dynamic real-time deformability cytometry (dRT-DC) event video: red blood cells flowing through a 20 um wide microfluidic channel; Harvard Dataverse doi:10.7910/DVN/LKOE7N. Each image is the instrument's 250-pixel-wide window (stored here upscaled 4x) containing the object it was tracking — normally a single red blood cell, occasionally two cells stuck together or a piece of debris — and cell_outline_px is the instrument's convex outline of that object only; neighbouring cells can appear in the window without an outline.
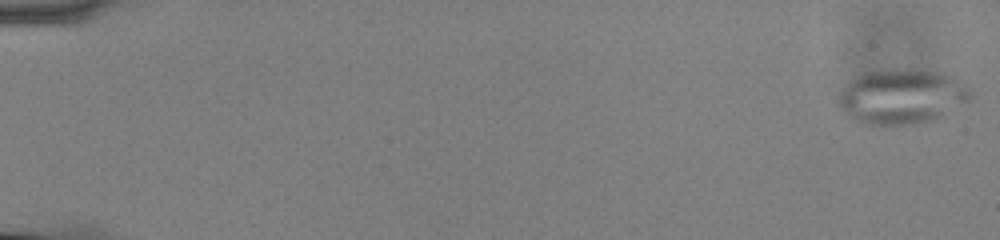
{"species": "common noctule bat (a hibernating species)", "species_latin": "Nyctalus noctula", "temperature_condition": "cold", "stored_images_in_passage": 53, "camera_frame_rate_fps": 3000, "um_per_image_px": 0.085, "animal": {"sex": "male", "body_mass_g": 13.0, "forearm_length_mm": 53.1}, "frame": {"image": 1, "passage_image": 1, "time_ms": 0.0, "image_size_px": [1000, 240], "cell_outline_px": [[976, 96], [972, 100], [944, 116], [936, 120], [916, 124], [864, 124], [856, 120], [840, 108], [840, 92], [852, 80], [864, 72], [932, 72], [968, 84], [972, 88]], "centroid_in_image_um": [76.76, 8.28], "position_along_channel_um": 8.2, "area_um2": 41.1}}
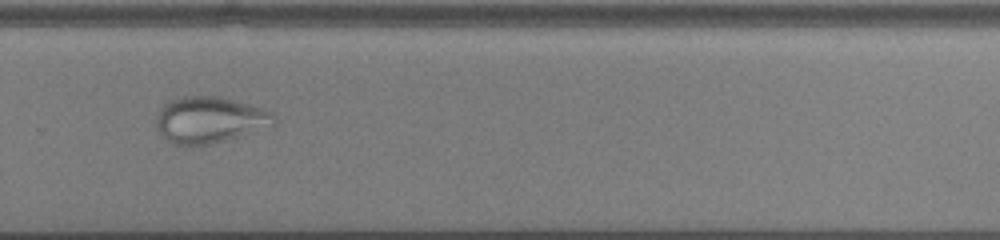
{"frame": {"image": 2, "passage_image": 40, "time_ms": 13.0, "image_size_px": [1000, 240], "cell_outline_px": [[276, 120], [236, 136], [224, 140], [208, 144], [172, 144], [156, 128], [156, 116], [160, 108], [164, 104], [180, 96], [216, 96], [264, 108], [272, 112], [276, 116]], "centroid_in_image_um": [17.71, 10.15], "position_along_channel_um": 312.1, "area_um2": 30.69}}
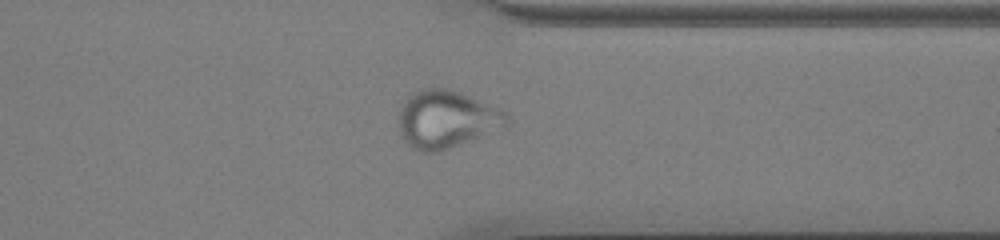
{"frame": {"image": 3, "passage_image": 45, "time_ms": 14.667, "image_size_px": [1000, 240], "cell_outline_px": [[508, 124], [504, 128], [440, 152], [420, 152], [412, 148], [404, 140], [400, 132], [400, 108], [408, 96], [424, 88], [444, 88], [460, 92], [500, 108], [508, 112]], "centroid_in_image_um": [37.99, 10.15], "position_along_channel_um": 373.4, "area_um2": 36.36}}